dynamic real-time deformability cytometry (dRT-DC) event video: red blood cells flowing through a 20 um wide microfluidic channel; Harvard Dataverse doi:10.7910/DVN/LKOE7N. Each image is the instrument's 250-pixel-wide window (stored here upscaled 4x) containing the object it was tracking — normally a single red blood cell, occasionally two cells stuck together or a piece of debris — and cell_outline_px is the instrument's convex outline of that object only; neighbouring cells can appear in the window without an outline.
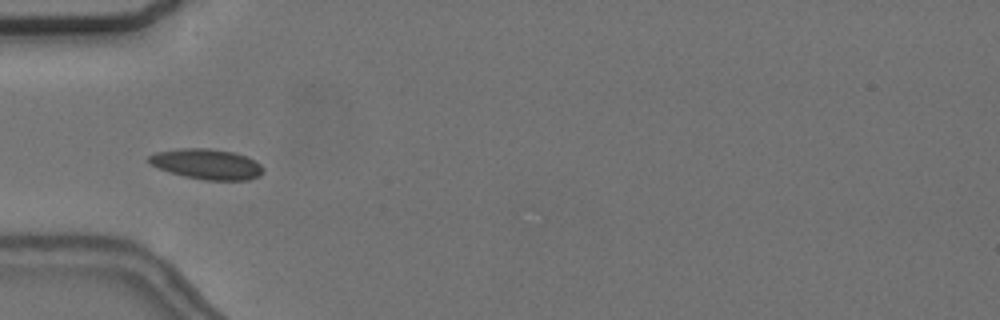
{"species": "common noctule bat (a hibernating species)", "species_latin": "Nyctalus noctula", "temperature_condition": "cold", "stored_images_in_passage": 7, "camera_frame_rate_fps": 3000, "um_per_image_px": 0.085, "animal": {"sex": "female", "body_mass_g": 24.6, "forearm_length_mm": 56.2}, "frame": {"image": 1, "passage_image": 7, "time_ms": 7.333, "image_size_px": [1000, 320], "cell_outline_px": [[264, 172], [260, 176], [248, 180], [204, 180], [184, 176], [160, 168], [144, 160], [148, 156], [156, 152], [180, 148], [208, 148], [232, 152], [244, 156], [260, 164], [264, 168]], "centroid_in_image_um": [17.57, 13.95], "position_along_channel_um": 67.4, "area_um2": 20.11}}